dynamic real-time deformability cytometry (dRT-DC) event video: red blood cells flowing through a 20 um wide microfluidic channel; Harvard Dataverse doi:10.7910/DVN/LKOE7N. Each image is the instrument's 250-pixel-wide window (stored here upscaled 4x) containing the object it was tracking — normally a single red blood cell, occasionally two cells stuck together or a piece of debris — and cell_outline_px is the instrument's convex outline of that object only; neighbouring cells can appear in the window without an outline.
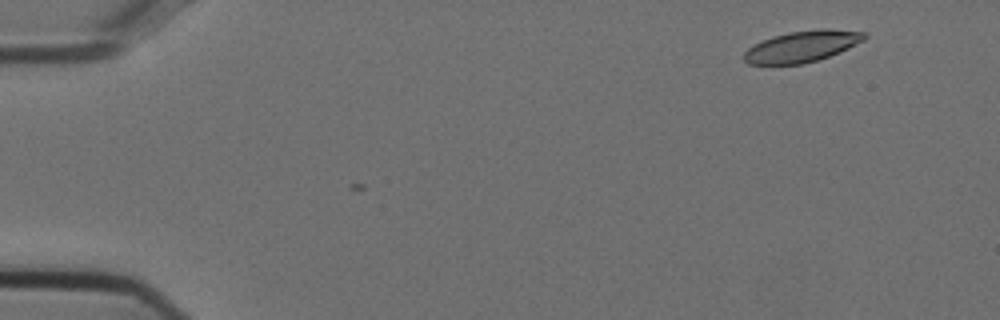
{"species": "Egyptian fruit bat (a non-hibernating species)", "species_latin": "Rousettus aegyptiacus", "temperature_condition": "cold", "stored_images_in_passage": 4, "camera_frame_rate_fps": 3000, "um_per_image_px": 0.085, "animal": {"sex": "female"}, "frame": {"image": 1, "passage_image": 1, "time_ms": 0.0, "image_size_px": [1000, 320], "cell_outline_px": [[868, 36], [864, 40], [840, 52], [816, 60], [800, 64], [748, 64], [744, 60], [744, 52], [748, 48], [772, 36], [788, 32], [820, 28], [828, 28], [864, 32]], "centroid_in_image_um": [68.19, 3.93], "position_along_channel_um": 16.8, "area_um2": 21.79}}